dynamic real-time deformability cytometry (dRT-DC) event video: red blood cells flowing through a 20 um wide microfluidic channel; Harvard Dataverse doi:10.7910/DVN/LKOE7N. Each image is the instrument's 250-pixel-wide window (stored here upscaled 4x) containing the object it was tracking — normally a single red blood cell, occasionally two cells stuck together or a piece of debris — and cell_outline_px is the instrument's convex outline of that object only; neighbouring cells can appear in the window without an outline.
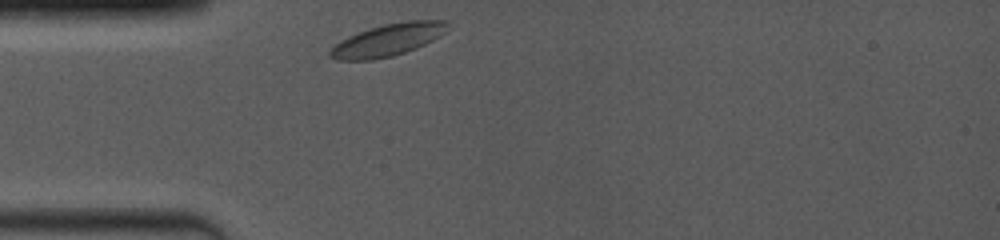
{"species": "common noctule bat (a hibernating species)", "species_latin": "Nyctalus noctula", "temperature_condition": "room temperature", "stored_images_in_passage": 1, "camera_frame_rate_fps": 4000, "um_per_image_px": 0.085, "animal": {"sex": "female", "body_mass_g": 19.0, "forearm_length_mm": 53.3}, "frame": {"image": 1, "passage_image": 1, "time_ms": 0.0, "image_size_px": [1000, 240], "cell_outline_px": [[452, 20], [444, 32], [440, 36], [416, 48], [392, 56], [372, 60], [336, 60], [328, 56], [328, 52], [340, 40], [356, 32], [368, 28], [384, 24], [408, 20]], "centroid_in_image_um": [32.96, 3.38], "position_along_channel_um": 52.0, "area_um2": 22.2}}